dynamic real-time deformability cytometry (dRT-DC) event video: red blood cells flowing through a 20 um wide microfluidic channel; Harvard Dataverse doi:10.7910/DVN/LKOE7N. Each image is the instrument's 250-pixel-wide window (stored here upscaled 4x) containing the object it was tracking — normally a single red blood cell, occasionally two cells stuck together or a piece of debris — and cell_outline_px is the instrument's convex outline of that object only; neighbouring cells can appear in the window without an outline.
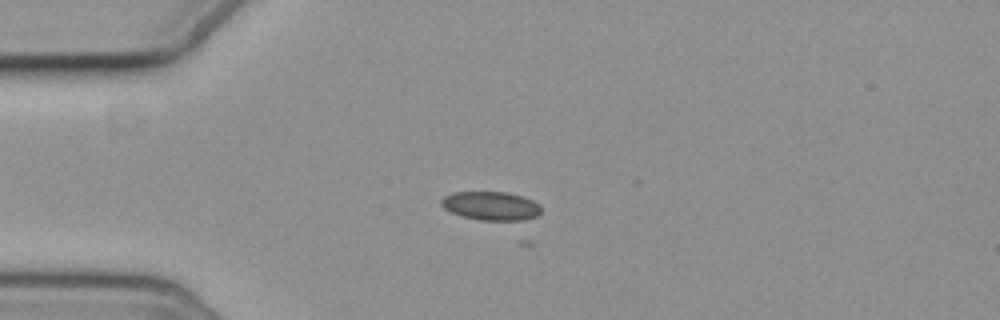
{"species": "common noctule bat (a hibernating species)", "species_latin": "Nyctalus noctula", "temperature_condition": "cold", "stored_images_in_passage": 2, "camera_frame_rate_fps": 3000, "um_per_image_px": 0.085, "animal": {"sex": "female", "body_mass_g": 19.3, "forearm_length_mm": 54.1}, "frame": {"image": 1, "passage_image": 1, "time_ms": 0.0, "image_size_px": [1000, 320], "cell_outline_px": [[540, 212], [536, 216], [524, 220], [480, 220], [460, 216], [444, 208], [440, 204], [440, 200], [444, 196], [452, 192], [504, 192], [520, 196], [532, 200], [540, 204]], "centroid_in_image_um": [41.69, 17.5], "position_along_channel_um": 43.3, "area_um2": 16.65}}